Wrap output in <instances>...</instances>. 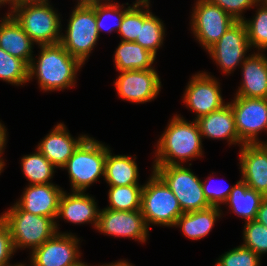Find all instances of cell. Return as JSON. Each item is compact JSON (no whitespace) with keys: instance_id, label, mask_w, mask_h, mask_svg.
I'll use <instances>...</instances> for the list:
<instances>
[{"instance_id":"cell-44","label":"cell","mask_w":267,"mask_h":266,"mask_svg":"<svg viewBox=\"0 0 267 266\" xmlns=\"http://www.w3.org/2000/svg\"><path fill=\"white\" fill-rule=\"evenodd\" d=\"M70 266H94V265H88V263L83 262V261L80 259L77 263H75V264H73V265H70Z\"/></svg>"},{"instance_id":"cell-13","label":"cell","mask_w":267,"mask_h":266,"mask_svg":"<svg viewBox=\"0 0 267 266\" xmlns=\"http://www.w3.org/2000/svg\"><path fill=\"white\" fill-rule=\"evenodd\" d=\"M103 235L130 238L141 244L149 238V227L141 210L100 209L96 231Z\"/></svg>"},{"instance_id":"cell-19","label":"cell","mask_w":267,"mask_h":266,"mask_svg":"<svg viewBox=\"0 0 267 266\" xmlns=\"http://www.w3.org/2000/svg\"><path fill=\"white\" fill-rule=\"evenodd\" d=\"M36 148L56 167L62 168L74 150L88 136L80 134L74 138L64 123H57Z\"/></svg>"},{"instance_id":"cell-43","label":"cell","mask_w":267,"mask_h":266,"mask_svg":"<svg viewBox=\"0 0 267 266\" xmlns=\"http://www.w3.org/2000/svg\"><path fill=\"white\" fill-rule=\"evenodd\" d=\"M108 1H114V0H77V4H94V3H100V2H108Z\"/></svg>"},{"instance_id":"cell-47","label":"cell","mask_w":267,"mask_h":266,"mask_svg":"<svg viewBox=\"0 0 267 266\" xmlns=\"http://www.w3.org/2000/svg\"><path fill=\"white\" fill-rule=\"evenodd\" d=\"M261 144L267 149V140L266 141H262Z\"/></svg>"},{"instance_id":"cell-29","label":"cell","mask_w":267,"mask_h":266,"mask_svg":"<svg viewBox=\"0 0 267 266\" xmlns=\"http://www.w3.org/2000/svg\"><path fill=\"white\" fill-rule=\"evenodd\" d=\"M136 2H150V0H135L133 4H129L128 2L125 4H119L115 1L108 2H100L95 3V17H96V25L99 35L101 32H117L120 29L122 19L124 14L136 3ZM113 19V20H111ZM110 21L112 22L110 24Z\"/></svg>"},{"instance_id":"cell-25","label":"cell","mask_w":267,"mask_h":266,"mask_svg":"<svg viewBox=\"0 0 267 266\" xmlns=\"http://www.w3.org/2000/svg\"><path fill=\"white\" fill-rule=\"evenodd\" d=\"M150 7V2H140V31L135 42L156 56L165 40L166 25Z\"/></svg>"},{"instance_id":"cell-2","label":"cell","mask_w":267,"mask_h":266,"mask_svg":"<svg viewBox=\"0 0 267 266\" xmlns=\"http://www.w3.org/2000/svg\"><path fill=\"white\" fill-rule=\"evenodd\" d=\"M202 142L197 121L175 114L154 145L153 165H184L198 159L204 154Z\"/></svg>"},{"instance_id":"cell-31","label":"cell","mask_w":267,"mask_h":266,"mask_svg":"<svg viewBox=\"0 0 267 266\" xmlns=\"http://www.w3.org/2000/svg\"><path fill=\"white\" fill-rule=\"evenodd\" d=\"M255 15L252 18H244L242 21L245 24L248 42L251 49H256V52L267 51V7L261 2H258L255 7ZM253 47V48H252ZM258 49V50H257Z\"/></svg>"},{"instance_id":"cell-23","label":"cell","mask_w":267,"mask_h":266,"mask_svg":"<svg viewBox=\"0 0 267 266\" xmlns=\"http://www.w3.org/2000/svg\"><path fill=\"white\" fill-rule=\"evenodd\" d=\"M221 209L222 207H209L204 210L183 213L173 227H179L182 234L189 240L203 239L222 217L223 211Z\"/></svg>"},{"instance_id":"cell-5","label":"cell","mask_w":267,"mask_h":266,"mask_svg":"<svg viewBox=\"0 0 267 266\" xmlns=\"http://www.w3.org/2000/svg\"><path fill=\"white\" fill-rule=\"evenodd\" d=\"M0 217L7 223L15 251L28 248L30 253L52 238L57 229L53 218L23 211L14 203Z\"/></svg>"},{"instance_id":"cell-14","label":"cell","mask_w":267,"mask_h":266,"mask_svg":"<svg viewBox=\"0 0 267 266\" xmlns=\"http://www.w3.org/2000/svg\"><path fill=\"white\" fill-rule=\"evenodd\" d=\"M114 81L119 98L131 103L151 102L160 94L162 82L156 68L118 72Z\"/></svg>"},{"instance_id":"cell-22","label":"cell","mask_w":267,"mask_h":266,"mask_svg":"<svg viewBox=\"0 0 267 266\" xmlns=\"http://www.w3.org/2000/svg\"><path fill=\"white\" fill-rule=\"evenodd\" d=\"M0 18V47L29 66L35 43L11 15Z\"/></svg>"},{"instance_id":"cell-1","label":"cell","mask_w":267,"mask_h":266,"mask_svg":"<svg viewBox=\"0 0 267 266\" xmlns=\"http://www.w3.org/2000/svg\"><path fill=\"white\" fill-rule=\"evenodd\" d=\"M28 66V82L36 79L43 92L63 91L76 86L83 63L60 44L41 45Z\"/></svg>"},{"instance_id":"cell-26","label":"cell","mask_w":267,"mask_h":266,"mask_svg":"<svg viewBox=\"0 0 267 266\" xmlns=\"http://www.w3.org/2000/svg\"><path fill=\"white\" fill-rule=\"evenodd\" d=\"M136 155H115L110 149L105 161L104 180L108 186H129L139 184Z\"/></svg>"},{"instance_id":"cell-12","label":"cell","mask_w":267,"mask_h":266,"mask_svg":"<svg viewBox=\"0 0 267 266\" xmlns=\"http://www.w3.org/2000/svg\"><path fill=\"white\" fill-rule=\"evenodd\" d=\"M189 80L182 100L187 106L186 108L196 114L193 120L210 114L226 104L222 97L221 82L210 73L199 71L192 75Z\"/></svg>"},{"instance_id":"cell-28","label":"cell","mask_w":267,"mask_h":266,"mask_svg":"<svg viewBox=\"0 0 267 266\" xmlns=\"http://www.w3.org/2000/svg\"><path fill=\"white\" fill-rule=\"evenodd\" d=\"M20 164L28 185L53 183L56 167L37 148L34 153L24 155Z\"/></svg>"},{"instance_id":"cell-32","label":"cell","mask_w":267,"mask_h":266,"mask_svg":"<svg viewBox=\"0 0 267 266\" xmlns=\"http://www.w3.org/2000/svg\"><path fill=\"white\" fill-rule=\"evenodd\" d=\"M0 80L15 86L28 82V65L0 47Z\"/></svg>"},{"instance_id":"cell-33","label":"cell","mask_w":267,"mask_h":266,"mask_svg":"<svg viewBox=\"0 0 267 266\" xmlns=\"http://www.w3.org/2000/svg\"><path fill=\"white\" fill-rule=\"evenodd\" d=\"M242 246L262 257L267 254V227L256 220L247 221L243 227Z\"/></svg>"},{"instance_id":"cell-8","label":"cell","mask_w":267,"mask_h":266,"mask_svg":"<svg viewBox=\"0 0 267 266\" xmlns=\"http://www.w3.org/2000/svg\"><path fill=\"white\" fill-rule=\"evenodd\" d=\"M152 170L174 193L183 213L211 207L204 196L202 179L187 165H152Z\"/></svg>"},{"instance_id":"cell-34","label":"cell","mask_w":267,"mask_h":266,"mask_svg":"<svg viewBox=\"0 0 267 266\" xmlns=\"http://www.w3.org/2000/svg\"><path fill=\"white\" fill-rule=\"evenodd\" d=\"M214 266H261V257L239 245L220 255Z\"/></svg>"},{"instance_id":"cell-10","label":"cell","mask_w":267,"mask_h":266,"mask_svg":"<svg viewBox=\"0 0 267 266\" xmlns=\"http://www.w3.org/2000/svg\"><path fill=\"white\" fill-rule=\"evenodd\" d=\"M250 51L245 24L243 21H236L207 53L213 62L215 61L217 68L219 66V70L228 76L244 63L250 55L246 54Z\"/></svg>"},{"instance_id":"cell-49","label":"cell","mask_w":267,"mask_h":266,"mask_svg":"<svg viewBox=\"0 0 267 266\" xmlns=\"http://www.w3.org/2000/svg\"><path fill=\"white\" fill-rule=\"evenodd\" d=\"M264 199L267 200V191H266V193L264 194Z\"/></svg>"},{"instance_id":"cell-48","label":"cell","mask_w":267,"mask_h":266,"mask_svg":"<svg viewBox=\"0 0 267 266\" xmlns=\"http://www.w3.org/2000/svg\"><path fill=\"white\" fill-rule=\"evenodd\" d=\"M14 1V3H16V2H19V1H26V0H13Z\"/></svg>"},{"instance_id":"cell-16","label":"cell","mask_w":267,"mask_h":266,"mask_svg":"<svg viewBox=\"0 0 267 266\" xmlns=\"http://www.w3.org/2000/svg\"><path fill=\"white\" fill-rule=\"evenodd\" d=\"M95 197L86 194L81 191H71L67 193L66 190L63 191L58 207V213L55 221V226L58 233H71V232H61L59 230V221L57 219L61 218L67 223L81 225L91 223L94 229H96L98 224L100 209L97 206Z\"/></svg>"},{"instance_id":"cell-46","label":"cell","mask_w":267,"mask_h":266,"mask_svg":"<svg viewBox=\"0 0 267 266\" xmlns=\"http://www.w3.org/2000/svg\"><path fill=\"white\" fill-rule=\"evenodd\" d=\"M259 2H261L264 6L267 7V0H259Z\"/></svg>"},{"instance_id":"cell-35","label":"cell","mask_w":267,"mask_h":266,"mask_svg":"<svg viewBox=\"0 0 267 266\" xmlns=\"http://www.w3.org/2000/svg\"><path fill=\"white\" fill-rule=\"evenodd\" d=\"M140 31V2H136L122 19L118 35L121 41L135 42Z\"/></svg>"},{"instance_id":"cell-42","label":"cell","mask_w":267,"mask_h":266,"mask_svg":"<svg viewBox=\"0 0 267 266\" xmlns=\"http://www.w3.org/2000/svg\"><path fill=\"white\" fill-rule=\"evenodd\" d=\"M7 4L9 6L8 9H10V10H8V12L5 14H6V16H9V15H11L12 8L14 6V1L13 0H0V8L3 7V5L5 6Z\"/></svg>"},{"instance_id":"cell-40","label":"cell","mask_w":267,"mask_h":266,"mask_svg":"<svg viewBox=\"0 0 267 266\" xmlns=\"http://www.w3.org/2000/svg\"><path fill=\"white\" fill-rule=\"evenodd\" d=\"M258 223L267 227V200L263 199L255 219Z\"/></svg>"},{"instance_id":"cell-9","label":"cell","mask_w":267,"mask_h":266,"mask_svg":"<svg viewBox=\"0 0 267 266\" xmlns=\"http://www.w3.org/2000/svg\"><path fill=\"white\" fill-rule=\"evenodd\" d=\"M190 16L191 33L205 51L236 22L232 16L208 0H196Z\"/></svg>"},{"instance_id":"cell-27","label":"cell","mask_w":267,"mask_h":266,"mask_svg":"<svg viewBox=\"0 0 267 266\" xmlns=\"http://www.w3.org/2000/svg\"><path fill=\"white\" fill-rule=\"evenodd\" d=\"M115 71L148 70L155 68L156 56L136 42H119L114 51Z\"/></svg>"},{"instance_id":"cell-7","label":"cell","mask_w":267,"mask_h":266,"mask_svg":"<svg viewBox=\"0 0 267 266\" xmlns=\"http://www.w3.org/2000/svg\"><path fill=\"white\" fill-rule=\"evenodd\" d=\"M142 189L141 212L149 226L173 227L183 214L174 193L153 171Z\"/></svg>"},{"instance_id":"cell-36","label":"cell","mask_w":267,"mask_h":266,"mask_svg":"<svg viewBox=\"0 0 267 266\" xmlns=\"http://www.w3.org/2000/svg\"><path fill=\"white\" fill-rule=\"evenodd\" d=\"M213 177V175H210V177L208 176L205 180H202V189L209 205L211 207L221 208V205H224V202L229 196L230 191L233 189L234 185L225 186L224 184L222 185V183L220 184V186L219 184L218 186L211 185L209 181H211Z\"/></svg>"},{"instance_id":"cell-21","label":"cell","mask_w":267,"mask_h":266,"mask_svg":"<svg viewBox=\"0 0 267 266\" xmlns=\"http://www.w3.org/2000/svg\"><path fill=\"white\" fill-rule=\"evenodd\" d=\"M252 54L240 66L242 81L235 96L248 98H267V54Z\"/></svg>"},{"instance_id":"cell-15","label":"cell","mask_w":267,"mask_h":266,"mask_svg":"<svg viewBox=\"0 0 267 266\" xmlns=\"http://www.w3.org/2000/svg\"><path fill=\"white\" fill-rule=\"evenodd\" d=\"M80 238L73 233H56L30 254L28 266H70L82 256Z\"/></svg>"},{"instance_id":"cell-39","label":"cell","mask_w":267,"mask_h":266,"mask_svg":"<svg viewBox=\"0 0 267 266\" xmlns=\"http://www.w3.org/2000/svg\"><path fill=\"white\" fill-rule=\"evenodd\" d=\"M7 128L4 126V124L2 123V121H0V168L2 170H4L3 168H5L6 163L5 160L2 158V154L5 151V146L7 144V137H8V133H7Z\"/></svg>"},{"instance_id":"cell-30","label":"cell","mask_w":267,"mask_h":266,"mask_svg":"<svg viewBox=\"0 0 267 266\" xmlns=\"http://www.w3.org/2000/svg\"><path fill=\"white\" fill-rule=\"evenodd\" d=\"M143 185L109 186L107 207L110 210L133 211L141 210Z\"/></svg>"},{"instance_id":"cell-4","label":"cell","mask_w":267,"mask_h":266,"mask_svg":"<svg viewBox=\"0 0 267 266\" xmlns=\"http://www.w3.org/2000/svg\"><path fill=\"white\" fill-rule=\"evenodd\" d=\"M110 147L87 136L61 168L68 172L71 191L86 192L87 188L105 176V161Z\"/></svg>"},{"instance_id":"cell-45","label":"cell","mask_w":267,"mask_h":266,"mask_svg":"<svg viewBox=\"0 0 267 266\" xmlns=\"http://www.w3.org/2000/svg\"><path fill=\"white\" fill-rule=\"evenodd\" d=\"M5 266H27V264L24 262V263H15V264H8V265H5Z\"/></svg>"},{"instance_id":"cell-18","label":"cell","mask_w":267,"mask_h":266,"mask_svg":"<svg viewBox=\"0 0 267 266\" xmlns=\"http://www.w3.org/2000/svg\"><path fill=\"white\" fill-rule=\"evenodd\" d=\"M241 179L263 195L267 191V149L261 144H243L239 148Z\"/></svg>"},{"instance_id":"cell-3","label":"cell","mask_w":267,"mask_h":266,"mask_svg":"<svg viewBox=\"0 0 267 266\" xmlns=\"http://www.w3.org/2000/svg\"><path fill=\"white\" fill-rule=\"evenodd\" d=\"M11 16L37 46L60 43L62 15L49 0L16 2Z\"/></svg>"},{"instance_id":"cell-37","label":"cell","mask_w":267,"mask_h":266,"mask_svg":"<svg viewBox=\"0 0 267 266\" xmlns=\"http://www.w3.org/2000/svg\"><path fill=\"white\" fill-rule=\"evenodd\" d=\"M211 4L218 5L223 11L232 16L236 21H242L246 10L254 9L259 0H208Z\"/></svg>"},{"instance_id":"cell-24","label":"cell","mask_w":267,"mask_h":266,"mask_svg":"<svg viewBox=\"0 0 267 266\" xmlns=\"http://www.w3.org/2000/svg\"><path fill=\"white\" fill-rule=\"evenodd\" d=\"M264 195L260 192L249 188L247 184L240 179L234 184L224 205L228 206L230 213L244 219L245 222L256 219L258 209Z\"/></svg>"},{"instance_id":"cell-11","label":"cell","mask_w":267,"mask_h":266,"mask_svg":"<svg viewBox=\"0 0 267 266\" xmlns=\"http://www.w3.org/2000/svg\"><path fill=\"white\" fill-rule=\"evenodd\" d=\"M231 100L239 139L244 144L261 143L258 134L267 132V98L234 96Z\"/></svg>"},{"instance_id":"cell-38","label":"cell","mask_w":267,"mask_h":266,"mask_svg":"<svg viewBox=\"0 0 267 266\" xmlns=\"http://www.w3.org/2000/svg\"><path fill=\"white\" fill-rule=\"evenodd\" d=\"M15 253L9 227L0 217V266L10 264L11 258Z\"/></svg>"},{"instance_id":"cell-20","label":"cell","mask_w":267,"mask_h":266,"mask_svg":"<svg viewBox=\"0 0 267 266\" xmlns=\"http://www.w3.org/2000/svg\"><path fill=\"white\" fill-rule=\"evenodd\" d=\"M202 138L212 140H226L228 145L240 147L244 143L239 139L235 117L229 102L210 114L199 117L197 120Z\"/></svg>"},{"instance_id":"cell-41","label":"cell","mask_w":267,"mask_h":266,"mask_svg":"<svg viewBox=\"0 0 267 266\" xmlns=\"http://www.w3.org/2000/svg\"><path fill=\"white\" fill-rule=\"evenodd\" d=\"M98 266H135L134 264L130 263V261H127L126 259H120L119 261L112 262V263H105Z\"/></svg>"},{"instance_id":"cell-6","label":"cell","mask_w":267,"mask_h":266,"mask_svg":"<svg viewBox=\"0 0 267 266\" xmlns=\"http://www.w3.org/2000/svg\"><path fill=\"white\" fill-rule=\"evenodd\" d=\"M74 6L67 20L65 33H61L60 44L85 65L100 38L96 25L95 3Z\"/></svg>"},{"instance_id":"cell-17","label":"cell","mask_w":267,"mask_h":266,"mask_svg":"<svg viewBox=\"0 0 267 266\" xmlns=\"http://www.w3.org/2000/svg\"><path fill=\"white\" fill-rule=\"evenodd\" d=\"M63 191L62 187L54 183L27 185L16 204L23 211L56 221Z\"/></svg>"}]
</instances>
